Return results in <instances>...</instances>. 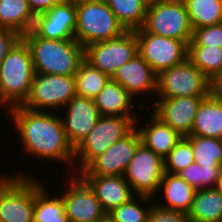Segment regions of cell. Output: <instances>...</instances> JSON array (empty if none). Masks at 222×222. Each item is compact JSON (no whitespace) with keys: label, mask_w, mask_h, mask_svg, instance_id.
Wrapping results in <instances>:
<instances>
[{"label":"cell","mask_w":222,"mask_h":222,"mask_svg":"<svg viewBox=\"0 0 222 222\" xmlns=\"http://www.w3.org/2000/svg\"><path fill=\"white\" fill-rule=\"evenodd\" d=\"M153 201L155 199L152 197L135 195L128 202L114 208L110 215L115 222H147Z\"/></svg>","instance_id":"32"},{"label":"cell","mask_w":222,"mask_h":222,"mask_svg":"<svg viewBox=\"0 0 222 222\" xmlns=\"http://www.w3.org/2000/svg\"><path fill=\"white\" fill-rule=\"evenodd\" d=\"M208 96H184L151 101L150 110L163 123L171 126L181 136L191 135L195 115L202 100ZM153 107V108H152Z\"/></svg>","instance_id":"15"},{"label":"cell","mask_w":222,"mask_h":222,"mask_svg":"<svg viewBox=\"0 0 222 222\" xmlns=\"http://www.w3.org/2000/svg\"><path fill=\"white\" fill-rule=\"evenodd\" d=\"M109 78L107 74L93 67L84 59L75 74L76 95L94 99L104 88Z\"/></svg>","instance_id":"29"},{"label":"cell","mask_w":222,"mask_h":222,"mask_svg":"<svg viewBox=\"0 0 222 222\" xmlns=\"http://www.w3.org/2000/svg\"><path fill=\"white\" fill-rule=\"evenodd\" d=\"M65 180L68 189L59 195L69 222H97L106 212L93 189L79 174L70 173V178Z\"/></svg>","instance_id":"13"},{"label":"cell","mask_w":222,"mask_h":222,"mask_svg":"<svg viewBox=\"0 0 222 222\" xmlns=\"http://www.w3.org/2000/svg\"><path fill=\"white\" fill-rule=\"evenodd\" d=\"M35 75L29 46L21 38L0 66V105L10 109L22 105L29 96ZM7 105V106H6Z\"/></svg>","instance_id":"3"},{"label":"cell","mask_w":222,"mask_h":222,"mask_svg":"<svg viewBox=\"0 0 222 222\" xmlns=\"http://www.w3.org/2000/svg\"><path fill=\"white\" fill-rule=\"evenodd\" d=\"M162 191V198L164 201H161L165 203H159L156 201L157 205L166 209L177 210L188 214L192 208L197 190L188 184L179 174L164 172L157 195Z\"/></svg>","instance_id":"22"},{"label":"cell","mask_w":222,"mask_h":222,"mask_svg":"<svg viewBox=\"0 0 222 222\" xmlns=\"http://www.w3.org/2000/svg\"><path fill=\"white\" fill-rule=\"evenodd\" d=\"M207 78L188 58L157 75L156 98L209 96Z\"/></svg>","instance_id":"9"},{"label":"cell","mask_w":222,"mask_h":222,"mask_svg":"<svg viewBox=\"0 0 222 222\" xmlns=\"http://www.w3.org/2000/svg\"><path fill=\"white\" fill-rule=\"evenodd\" d=\"M147 222H190L188 214L160 207L155 203H152L150 208Z\"/></svg>","instance_id":"36"},{"label":"cell","mask_w":222,"mask_h":222,"mask_svg":"<svg viewBox=\"0 0 222 222\" xmlns=\"http://www.w3.org/2000/svg\"><path fill=\"white\" fill-rule=\"evenodd\" d=\"M164 172L178 174L194 163L192 143L187 137H182L170 153L163 159Z\"/></svg>","instance_id":"34"},{"label":"cell","mask_w":222,"mask_h":222,"mask_svg":"<svg viewBox=\"0 0 222 222\" xmlns=\"http://www.w3.org/2000/svg\"><path fill=\"white\" fill-rule=\"evenodd\" d=\"M21 38L22 36L13 30L0 28V66L8 52Z\"/></svg>","instance_id":"37"},{"label":"cell","mask_w":222,"mask_h":222,"mask_svg":"<svg viewBox=\"0 0 222 222\" xmlns=\"http://www.w3.org/2000/svg\"><path fill=\"white\" fill-rule=\"evenodd\" d=\"M222 166H200L194 162L178 174L194 189L214 188Z\"/></svg>","instance_id":"33"},{"label":"cell","mask_w":222,"mask_h":222,"mask_svg":"<svg viewBox=\"0 0 222 222\" xmlns=\"http://www.w3.org/2000/svg\"><path fill=\"white\" fill-rule=\"evenodd\" d=\"M142 28L147 33L182 40L187 45L193 34L183 0H166L148 4Z\"/></svg>","instance_id":"7"},{"label":"cell","mask_w":222,"mask_h":222,"mask_svg":"<svg viewBox=\"0 0 222 222\" xmlns=\"http://www.w3.org/2000/svg\"><path fill=\"white\" fill-rule=\"evenodd\" d=\"M214 188L222 194V171L220 173L218 180L216 181Z\"/></svg>","instance_id":"42"},{"label":"cell","mask_w":222,"mask_h":222,"mask_svg":"<svg viewBox=\"0 0 222 222\" xmlns=\"http://www.w3.org/2000/svg\"><path fill=\"white\" fill-rule=\"evenodd\" d=\"M111 78L120 84L136 101L141 102L139 99L141 94L148 93V95H152L153 93L156 96L157 75L139 54H136L131 60L119 67ZM136 97L138 98L136 99Z\"/></svg>","instance_id":"18"},{"label":"cell","mask_w":222,"mask_h":222,"mask_svg":"<svg viewBox=\"0 0 222 222\" xmlns=\"http://www.w3.org/2000/svg\"><path fill=\"white\" fill-rule=\"evenodd\" d=\"M93 189L103 210L110 213L114 208L128 202L135 194L124 175H80Z\"/></svg>","instance_id":"19"},{"label":"cell","mask_w":222,"mask_h":222,"mask_svg":"<svg viewBox=\"0 0 222 222\" xmlns=\"http://www.w3.org/2000/svg\"><path fill=\"white\" fill-rule=\"evenodd\" d=\"M159 1H166V0H146L148 4L153 3V2H159Z\"/></svg>","instance_id":"43"},{"label":"cell","mask_w":222,"mask_h":222,"mask_svg":"<svg viewBox=\"0 0 222 222\" xmlns=\"http://www.w3.org/2000/svg\"><path fill=\"white\" fill-rule=\"evenodd\" d=\"M64 108L62 112L65 114H60V117L65 134L75 149L96 125L100 113L94 99L78 95H75Z\"/></svg>","instance_id":"16"},{"label":"cell","mask_w":222,"mask_h":222,"mask_svg":"<svg viewBox=\"0 0 222 222\" xmlns=\"http://www.w3.org/2000/svg\"><path fill=\"white\" fill-rule=\"evenodd\" d=\"M125 31L104 0L76 6L75 40L84 48L92 43L118 37Z\"/></svg>","instance_id":"6"},{"label":"cell","mask_w":222,"mask_h":222,"mask_svg":"<svg viewBox=\"0 0 222 222\" xmlns=\"http://www.w3.org/2000/svg\"><path fill=\"white\" fill-rule=\"evenodd\" d=\"M136 54L138 43L133 30H126L118 37L92 43L84 48V59L109 77Z\"/></svg>","instance_id":"10"},{"label":"cell","mask_w":222,"mask_h":222,"mask_svg":"<svg viewBox=\"0 0 222 222\" xmlns=\"http://www.w3.org/2000/svg\"><path fill=\"white\" fill-rule=\"evenodd\" d=\"M140 143L141 138L135 127L127 136L111 145L78 174L100 176L124 175Z\"/></svg>","instance_id":"14"},{"label":"cell","mask_w":222,"mask_h":222,"mask_svg":"<svg viewBox=\"0 0 222 222\" xmlns=\"http://www.w3.org/2000/svg\"><path fill=\"white\" fill-rule=\"evenodd\" d=\"M137 119L139 117L100 116L90 133L74 149V174L84 170L111 145L127 136L135 128Z\"/></svg>","instance_id":"4"},{"label":"cell","mask_w":222,"mask_h":222,"mask_svg":"<svg viewBox=\"0 0 222 222\" xmlns=\"http://www.w3.org/2000/svg\"><path fill=\"white\" fill-rule=\"evenodd\" d=\"M75 95V76L35 73L29 96L21 106L33 111L51 109L60 113Z\"/></svg>","instance_id":"8"},{"label":"cell","mask_w":222,"mask_h":222,"mask_svg":"<svg viewBox=\"0 0 222 222\" xmlns=\"http://www.w3.org/2000/svg\"><path fill=\"white\" fill-rule=\"evenodd\" d=\"M192 29L222 23V0H183Z\"/></svg>","instance_id":"28"},{"label":"cell","mask_w":222,"mask_h":222,"mask_svg":"<svg viewBox=\"0 0 222 222\" xmlns=\"http://www.w3.org/2000/svg\"><path fill=\"white\" fill-rule=\"evenodd\" d=\"M11 173H0V220L33 222L35 177L23 172Z\"/></svg>","instance_id":"5"},{"label":"cell","mask_w":222,"mask_h":222,"mask_svg":"<svg viewBox=\"0 0 222 222\" xmlns=\"http://www.w3.org/2000/svg\"><path fill=\"white\" fill-rule=\"evenodd\" d=\"M187 58L207 77L222 70V48L188 46Z\"/></svg>","instance_id":"31"},{"label":"cell","mask_w":222,"mask_h":222,"mask_svg":"<svg viewBox=\"0 0 222 222\" xmlns=\"http://www.w3.org/2000/svg\"><path fill=\"white\" fill-rule=\"evenodd\" d=\"M194 162L200 166H222V139L189 135Z\"/></svg>","instance_id":"30"},{"label":"cell","mask_w":222,"mask_h":222,"mask_svg":"<svg viewBox=\"0 0 222 222\" xmlns=\"http://www.w3.org/2000/svg\"><path fill=\"white\" fill-rule=\"evenodd\" d=\"M188 219L190 222H222V194L215 188L197 190Z\"/></svg>","instance_id":"26"},{"label":"cell","mask_w":222,"mask_h":222,"mask_svg":"<svg viewBox=\"0 0 222 222\" xmlns=\"http://www.w3.org/2000/svg\"><path fill=\"white\" fill-rule=\"evenodd\" d=\"M35 178V207L33 222H69L62 198L52 191L46 190V185ZM48 191V192H47ZM51 193V194H49Z\"/></svg>","instance_id":"25"},{"label":"cell","mask_w":222,"mask_h":222,"mask_svg":"<svg viewBox=\"0 0 222 222\" xmlns=\"http://www.w3.org/2000/svg\"><path fill=\"white\" fill-rule=\"evenodd\" d=\"M209 97L222 103V70L209 78Z\"/></svg>","instance_id":"38"},{"label":"cell","mask_w":222,"mask_h":222,"mask_svg":"<svg viewBox=\"0 0 222 222\" xmlns=\"http://www.w3.org/2000/svg\"><path fill=\"white\" fill-rule=\"evenodd\" d=\"M7 110L25 154L69 164L68 171L74 174V148L65 134L59 112L33 111L21 105Z\"/></svg>","instance_id":"1"},{"label":"cell","mask_w":222,"mask_h":222,"mask_svg":"<svg viewBox=\"0 0 222 222\" xmlns=\"http://www.w3.org/2000/svg\"><path fill=\"white\" fill-rule=\"evenodd\" d=\"M188 46H216L222 48V23L194 29Z\"/></svg>","instance_id":"35"},{"label":"cell","mask_w":222,"mask_h":222,"mask_svg":"<svg viewBox=\"0 0 222 222\" xmlns=\"http://www.w3.org/2000/svg\"><path fill=\"white\" fill-rule=\"evenodd\" d=\"M32 30L47 40L75 39L76 6L64 2L54 5L36 15Z\"/></svg>","instance_id":"17"},{"label":"cell","mask_w":222,"mask_h":222,"mask_svg":"<svg viewBox=\"0 0 222 222\" xmlns=\"http://www.w3.org/2000/svg\"><path fill=\"white\" fill-rule=\"evenodd\" d=\"M126 30L142 28L148 3L146 0H104Z\"/></svg>","instance_id":"27"},{"label":"cell","mask_w":222,"mask_h":222,"mask_svg":"<svg viewBox=\"0 0 222 222\" xmlns=\"http://www.w3.org/2000/svg\"><path fill=\"white\" fill-rule=\"evenodd\" d=\"M134 31L138 54L156 75L187 59L188 45L184 41L147 33L143 28Z\"/></svg>","instance_id":"11"},{"label":"cell","mask_w":222,"mask_h":222,"mask_svg":"<svg viewBox=\"0 0 222 222\" xmlns=\"http://www.w3.org/2000/svg\"><path fill=\"white\" fill-rule=\"evenodd\" d=\"M136 100L111 77L104 88L94 98L100 116H127L137 117L133 106L139 105Z\"/></svg>","instance_id":"21"},{"label":"cell","mask_w":222,"mask_h":222,"mask_svg":"<svg viewBox=\"0 0 222 222\" xmlns=\"http://www.w3.org/2000/svg\"><path fill=\"white\" fill-rule=\"evenodd\" d=\"M191 135L222 139V103L209 96L202 100L195 115Z\"/></svg>","instance_id":"24"},{"label":"cell","mask_w":222,"mask_h":222,"mask_svg":"<svg viewBox=\"0 0 222 222\" xmlns=\"http://www.w3.org/2000/svg\"><path fill=\"white\" fill-rule=\"evenodd\" d=\"M26 1L28 2L31 11L35 16L50 10L54 5L61 2V0H26Z\"/></svg>","instance_id":"39"},{"label":"cell","mask_w":222,"mask_h":222,"mask_svg":"<svg viewBox=\"0 0 222 222\" xmlns=\"http://www.w3.org/2000/svg\"><path fill=\"white\" fill-rule=\"evenodd\" d=\"M35 17L26 0H0V28L23 36L33 29Z\"/></svg>","instance_id":"23"},{"label":"cell","mask_w":222,"mask_h":222,"mask_svg":"<svg viewBox=\"0 0 222 222\" xmlns=\"http://www.w3.org/2000/svg\"><path fill=\"white\" fill-rule=\"evenodd\" d=\"M22 39L29 46L35 73L75 76L84 60V47L75 39L47 40L33 30Z\"/></svg>","instance_id":"2"},{"label":"cell","mask_w":222,"mask_h":222,"mask_svg":"<svg viewBox=\"0 0 222 222\" xmlns=\"http://www.w3.org/2000/svg\"><path fill=\"white\" fill-rule=\"evenodd\" d=\"M90 1H95V0H61V2L68 3L73 6H78Z\"/></svg>","instance_id":"40"},{"label":"cell","mask_w":222,"mask_h":222,"mask_svg":"<svg viewBox=\"0 0 222 222\" xmlns=\"http://www.w3.org/2000/svg\"><path fill=\"white\" fill-rule=\"evenodd\" d=\"M97 222H115L110 213H105Z\"/></svg>","instance_id":"41"},{"label":"cell","mask_w":222,"mask_h":222,"mask_svg":"<svg viewBox=\"0 0 222 222\" xmlns=\"http://www.w3.org/2000/svg\"><path fill=\"white\" fill-rule=\"evenodd\" d=\"M164 174V160L143 143L137 146L125 173L133 193L156 198Z\"/></svg>","instance_id":"12"},{"label":"cell","mask_w":222,"mask_h":222,"mask_svg":"<svg viewBox=\"0 0 222 222\" xmlns=\"http://www.w3.org/2000/svg\"><path fill=\"white\" fill-rule=\"evenodd\" d=\"M138 121L139 120L137 119L135 122V127L139 132L141 143L159 155L162 159H164L170 153V151L183 137L171 126L163 123L152 112L150 117L143 122V124L145 123L146 125L143 126L142 124H138L140 123V121Z\"/></svg>","instance_id":"20"}]
</instances>
